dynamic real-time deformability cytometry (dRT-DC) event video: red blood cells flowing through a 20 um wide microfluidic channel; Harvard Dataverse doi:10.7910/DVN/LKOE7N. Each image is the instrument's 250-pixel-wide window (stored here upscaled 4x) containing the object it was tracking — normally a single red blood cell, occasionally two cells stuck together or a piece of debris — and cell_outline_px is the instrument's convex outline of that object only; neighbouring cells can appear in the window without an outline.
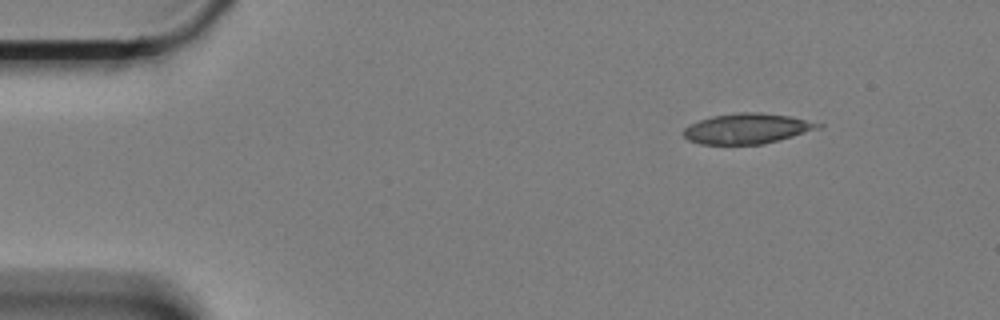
{"species": "Egyptian fruit bat (a non-hibernating species)", "species_latin": "Rousettus aegyptiacus", "temperature_condition": "cold", "stored_images_in_passage": 10, "camera_frame_rate_fps": 3000, "um_per_image_px": 0.085, "animal": {"sex": "female"}, "frame": {"image": 1, "passage_image": 1, "time_ms": 0.0, "image_size_px": [1000, 320], "cell_outline_px": [[824, 124], [820, 128], [764, 144], [700, 144], [688, 140], [684, 136], [684, 128], [700, 120], [712, 116], [740, 112], [760, 112], [788, 116]], "centroid_in_image_um": [63.49, 10.93], "position_along_channel_um": 21.5, "area_um2": 23.47}}